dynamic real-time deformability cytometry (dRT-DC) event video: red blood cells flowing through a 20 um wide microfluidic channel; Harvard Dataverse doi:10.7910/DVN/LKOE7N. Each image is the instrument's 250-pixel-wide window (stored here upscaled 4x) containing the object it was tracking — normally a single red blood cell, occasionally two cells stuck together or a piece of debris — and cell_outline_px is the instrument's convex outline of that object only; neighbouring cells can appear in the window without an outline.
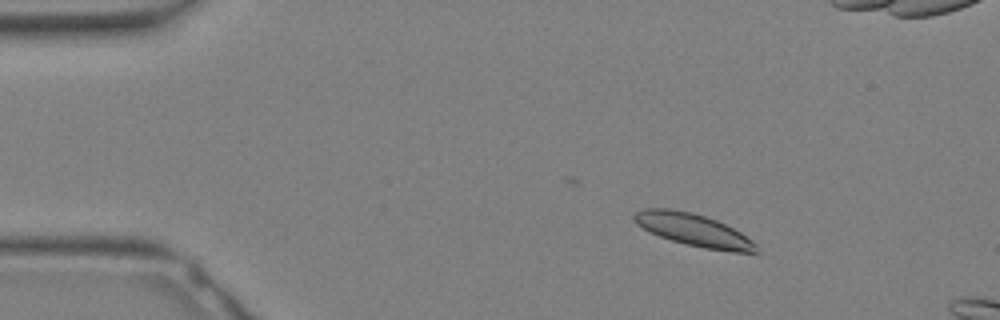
{"species": "Egyptian fruit bat (a non-hibernating species)", "species_latin": "Rousettus aegyptiacus", "temperature_condition": "warm", "stored_images_in_passage": 8, "camera_frame_rate_fps": 3000, "um_per_image_px": 0.085, "animal": {"sex": "female"}, "frame": {"image": 1, "passage_image": 4, "time_ms": 1.0, "image_size_px": [1000, 320], "cell_outline_px": [[760, 252], [732, 252], [704, 248], [672, 240], [660, 236], [636, 224], [632, 220], [632, 216], [636, 212], [644, 208], [672, 208], [692, 212], [716, 220], [740, 232], [752, 240], [756, 244]], "centroid_in_image_um": [58.95, 19.53], "position_along_channel_um": 26.1, "area_um2": 22.89}}